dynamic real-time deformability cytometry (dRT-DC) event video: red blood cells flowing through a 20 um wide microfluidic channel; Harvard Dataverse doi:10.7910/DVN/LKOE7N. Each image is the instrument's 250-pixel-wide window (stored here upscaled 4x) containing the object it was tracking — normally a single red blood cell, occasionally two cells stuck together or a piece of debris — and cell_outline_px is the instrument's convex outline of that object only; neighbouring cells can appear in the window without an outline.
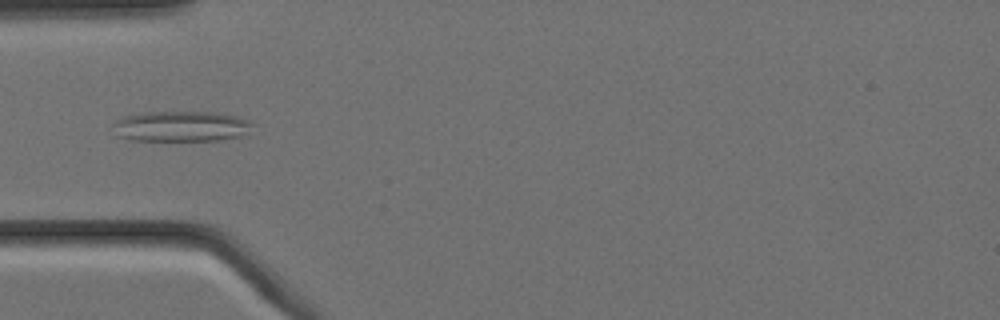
{"species": "Egyptian fruit bat (a non-hibernating species)", "species_latin": "Rousettus aegyptiacus", "temperature_condition": "cold", "stored_images_in_passage": 3, "camera_frame_rate_fps": 3000, "um_per_image_px": 0.085, "animal": {"sex": "female"}, "frame": {"image": 1, "passage_image": 1, "time_ms": 0.0, "image_size_px": [1000, 320], "cell_outline_px": [[252, 124], [240, 136], [220, 140], [132, 140], [116, 136], [112, 124], [120, 116], [140, 112], [220, 112], [252, 120]], "centroid_in_image_um": [15.31, 10.72], "position_along_channel_um": 69.7, "area_um2": 24.97}}